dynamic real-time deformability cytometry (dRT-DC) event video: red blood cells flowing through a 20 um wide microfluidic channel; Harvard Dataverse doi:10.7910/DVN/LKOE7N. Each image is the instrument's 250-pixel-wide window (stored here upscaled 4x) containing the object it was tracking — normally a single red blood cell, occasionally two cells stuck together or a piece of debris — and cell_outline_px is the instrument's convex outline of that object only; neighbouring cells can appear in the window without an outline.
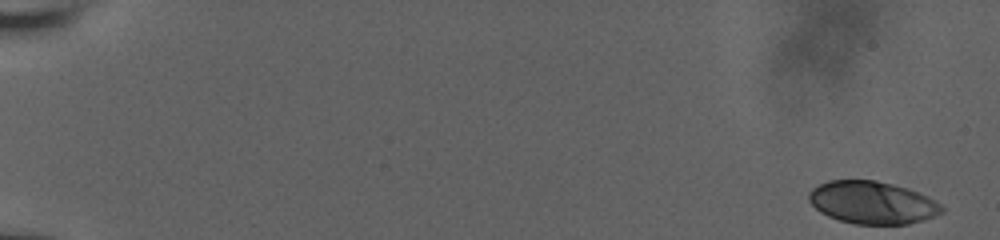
{"species": "human", "species_latin": "Homo sapiens", "temperature_condition": "room temperature", "stored_images_in_passage": 56, "camera_frame_rate_fps": 3000, "um_per_image_px": 0.085, "donor": {"sex": "male"}, "frame": {"image": 1, "passage_image": 1, "time_ms": 0.0, "image_size_px": [1000, 240], "cell_outline_px": [[944, 212], [908, 224], [856, 224], [840, 220], [828, 216], [820, 212], [808, 200], [808, 192], [812, 188], [828, 180], [876, 180], [908, 188], [928, 196], [940, 204], [944, 208]], "centroid_in_image_um": [74.13, 17.21], "position_along_channel_um": 10.9, "area_um2": 32.89}}
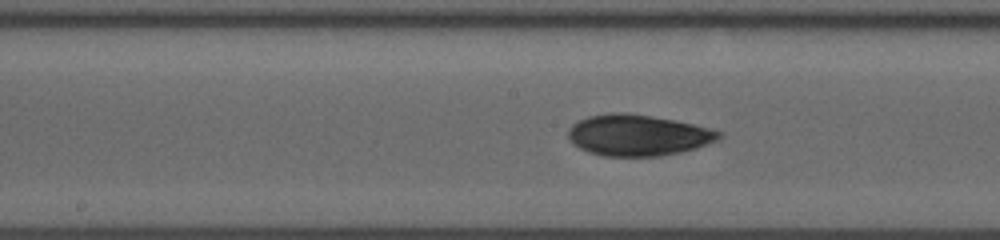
{"frame": {"image": 2, "passage_image": 31, "time_ms": 10.0, "image_size_px": [1000, 240], "cell_outline_px": [[724, 136], [716, 140], [696, 148], [680, 152], [660, 156], [600, 156], [588, 152], [572, 144], [568, 136], [568, 128], [572, 124], [588, 116], [612, 112], [628, 112], [676, 120], [724, 132]], "centroid_in_image_um": [54.2, 11.49], "position_along_channel_um": 194.0, "area_um2": 36.36}}
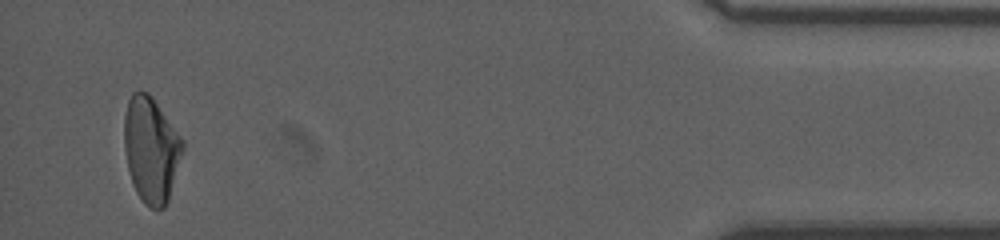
{"frame": {"image": 3, "passage_image": 54, "time_ms": 17.667, "image_size_px": [1000, 240], "cell_outline_px": [[184, 148], [168, 200], [164, 208], [148, 208], [144, 204], [136, 192], [132, 184], [128, 168], [124, 148], [124, 116], [128, 100], [132, 92], [140, 88], [148, 92], [152, 96], [184, 140]], "centroid_in_image_um": [12.83, 12.68], "position_along_channel_um": 422.4, "area_um2": 36.24}, "authors_computed_cell_mechanics": {"area_um2": 34.8823, "velocity_mm_per_s": 3.8433, "shape_relaxation_time_tau1_ms": null, "shape_relaxation_time_tau2_ms": 3.409, "deformation_change_tau1": null, "deformation_change_tau2": 0.0802}}